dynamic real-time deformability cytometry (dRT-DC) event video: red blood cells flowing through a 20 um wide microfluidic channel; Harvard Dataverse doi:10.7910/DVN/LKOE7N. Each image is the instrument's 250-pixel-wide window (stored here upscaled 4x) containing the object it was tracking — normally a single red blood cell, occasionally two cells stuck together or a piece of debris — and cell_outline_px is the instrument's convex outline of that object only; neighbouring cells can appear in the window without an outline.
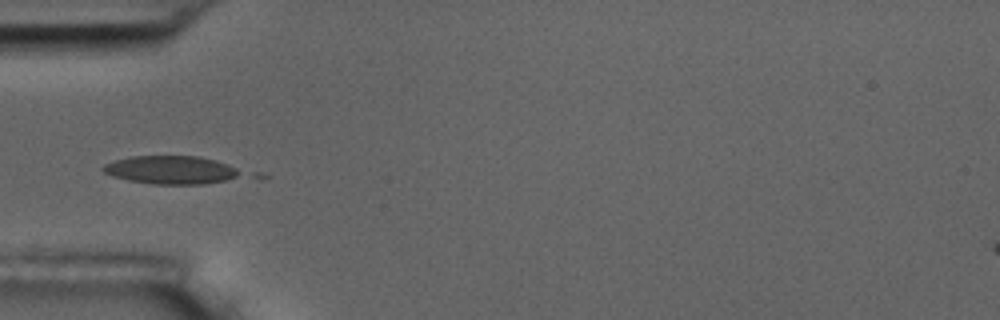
{"species": "common noctule bat (a hibernating species)", "species_latin": "Nyctalus noctula", "temperature_condition": "room temperature", "stored_images_in_passage": 6, "camera_frame_rate_fps": 3000, "um_per_image_px": 0.085, "animal": {"sex": "male", "body_mass_g": 17.5, "forearm_length_mm": 52.3}, "frame": {"image": 1, "passage_image": 5, "time_ms": 4.667, "image_size_px": [1000, 320], "cell_outline_px": [[244, 172], [236, 176], [224, 180], [204, 184], [152, 184], [128, 180], [112, 176], [104, 172], [100, 168], [104, 164], [116, 160], [132, 156], [196, 156], [216, 160], [228, 164]], "centroid_in_image_um": [14.5, 14.44], "position_along_channel_um": 70.5, "area_um2": 22.48}}